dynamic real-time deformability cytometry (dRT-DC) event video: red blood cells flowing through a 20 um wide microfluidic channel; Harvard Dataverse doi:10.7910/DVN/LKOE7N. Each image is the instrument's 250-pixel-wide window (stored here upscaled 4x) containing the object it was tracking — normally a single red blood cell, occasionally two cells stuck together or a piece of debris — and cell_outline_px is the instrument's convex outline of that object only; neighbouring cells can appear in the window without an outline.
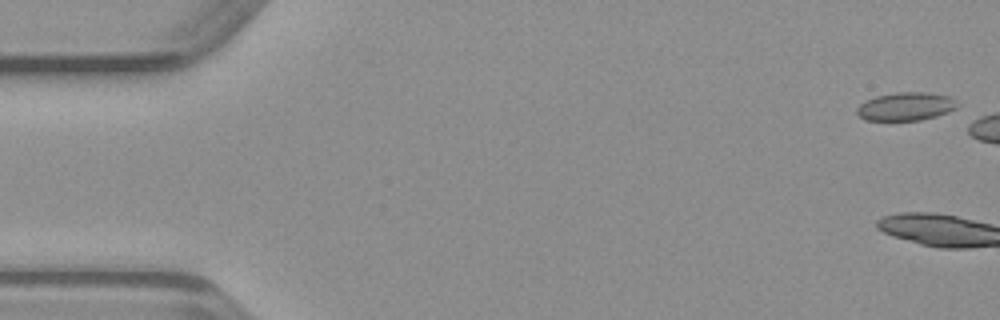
{"species": "common noctule bat (a hibernating species)", "species_latin": "Nyctalus noctula", "temperature_condition": "warm", "stored_images_in_passage": 4, "camera_frame_rate_fps": 3000, "um_per_image_px": 0.085, "animal": {"sex": "male", "body_mass_g": 23.1, "forearm_length_mm": 52.7}, "frame": {"image": 1, "passage_image": 2, "time_ms": 0.333, "image_size_px": [1000, 320], "cell_outline_px": [[960, 104], [956, 108], [948, 112], [936, 116], [920, 120], [864, 120], [856, 112], [856, 108], [864, 100], [876, 96], [896, 92], [924, 92], [952, 96]], "centroid_in_image_um": [77.01, 9.04], "position_along_channel_um": 8.0, "area_um2": 16.7}}